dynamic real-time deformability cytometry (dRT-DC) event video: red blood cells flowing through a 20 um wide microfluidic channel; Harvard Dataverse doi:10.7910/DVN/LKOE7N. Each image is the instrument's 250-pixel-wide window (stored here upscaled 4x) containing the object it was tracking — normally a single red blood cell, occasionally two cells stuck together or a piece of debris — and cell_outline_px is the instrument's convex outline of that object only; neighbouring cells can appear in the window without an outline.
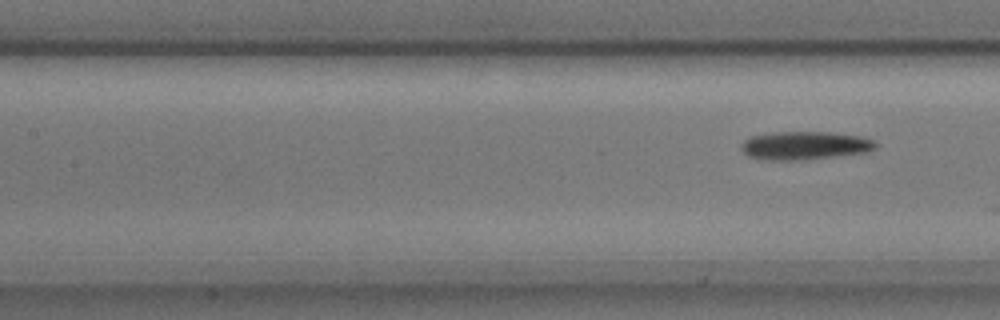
{"species": "common noctule bat (a hibernating species)", "species_latin": "Nyctalus noctula", "temperature_condition": "cold", "stored_images_in_passage": 8, "segment_of_instrument_passage": [2, 2], "camera_frame_rate_fps": 3000, "um_per_image_px": 0.085, "animal": {"sex": "male", "body_mass_g": 17.9, "forearm_length_mm": 54.2}, "frame": {"image": 1, "passage_image": 8, "time_ms": 2.333, "image_size_px": [1000, 320], "cell_outline_px": [[876, 148], [868, 152], [800, 160], [768, 160], [748, 156], [740, 148], [740, 144], [744, 140], [752, 136], [772, 132], [828, 132], [860, 136], [876, 140]], "centroid_in_image_um": [68.4, 12.36], "position_along_channel_um": 139.0, "area_um2": 22.14}}